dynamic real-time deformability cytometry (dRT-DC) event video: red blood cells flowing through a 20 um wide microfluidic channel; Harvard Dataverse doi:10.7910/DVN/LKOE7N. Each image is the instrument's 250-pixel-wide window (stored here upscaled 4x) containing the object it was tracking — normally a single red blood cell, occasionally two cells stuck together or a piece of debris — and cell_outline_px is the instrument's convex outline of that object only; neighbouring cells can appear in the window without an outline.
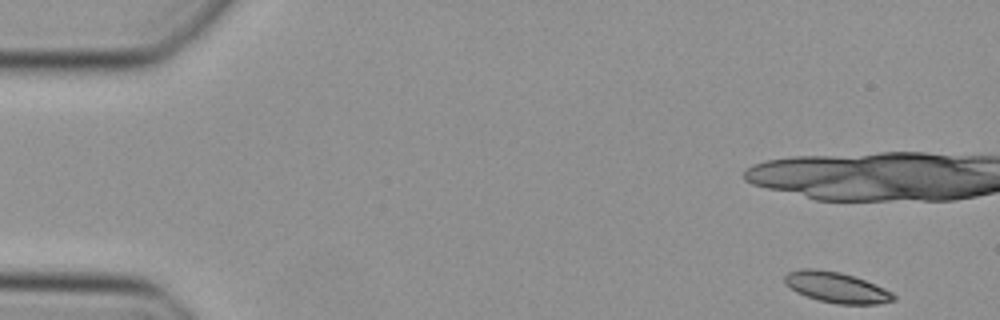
{"species": "Egyptian fruit bat (a non-hibernating species)", "species_latin": "Rousettus aegyptiacus", "temperature_condition": "cold", "stored_images_in_passage": 11, "camera_frame_rate_fps": 3000, "um_per_image_px": 0.085, "animal": {"sex": "female"}, "frame": {"image": 1, "passage_image": 1, "time_ms": 0.0, "image_size_px": [1000, 320], "cell_outline_px": [[896, 300], [876, 304], [836, 304], [820, 300], [796, 292], [784, 284], [784, 276], [788, 272], [800, 268], [812, 268], [840, 272], [864, 280], [884, 288], [892, 292], [896, 296]], "centroid_in_image_um": [71.08, 24.42], "position_along_channel_um": 13.9, "area_um2": 19.36}}